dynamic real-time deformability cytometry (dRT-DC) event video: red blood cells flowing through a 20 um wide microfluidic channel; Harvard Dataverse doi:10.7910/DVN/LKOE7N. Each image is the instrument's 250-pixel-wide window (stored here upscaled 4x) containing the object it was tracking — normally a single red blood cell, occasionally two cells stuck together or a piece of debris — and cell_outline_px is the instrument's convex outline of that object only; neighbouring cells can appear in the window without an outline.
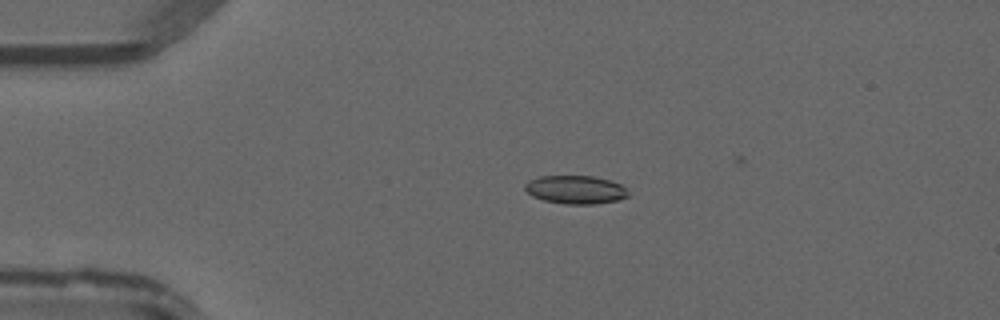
{"species": "common noctule bat (a hibernating species)", "species_latin": "Nyctalus noctula", "temperature_condition": "warm", "stored_images_in_passage": 47, "camera_frame_rate_fps": 3000, "um_per_image_px": 0.085, "animal": {"sex": "male", "forearm_length_mm": 52.5}, "frame": {"image": 1, "passage_image": 10, "time_ms": 3.0, "image_size_px": [1000, 320], "cell_outline_px": [[628, 196], [620, 200], [592, 204], [564, 204], [544, 200], [532, 196], [524, 188], [524, 184], [528, 180], [540, 176], [592, 176], [608, 180], [620, 184], [628, 192]], "centroid_in_image_um": [48.89, 16.12], "position_along_channel_um": 36.1, "area_um2": 16.99}}
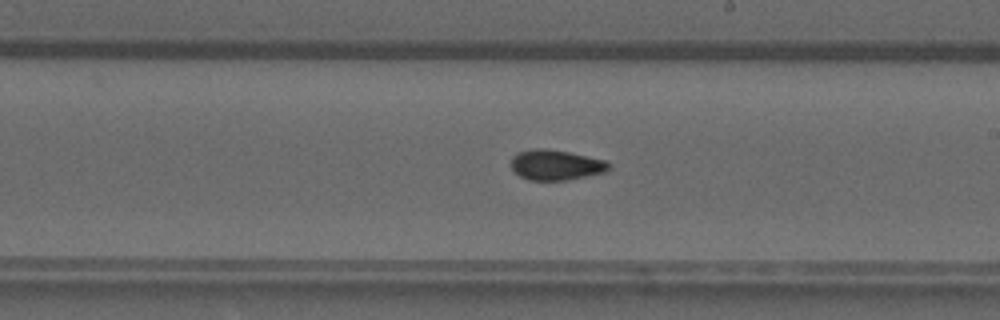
{"frame": {"image": 2, "passage_image": 27, "time_ms": 8.667, "image_size_px": [1000, 320], "cell_outline_px": [[612, 164], [608, 172], [564, 180], [528, 180], [520, 176], [512, 168], [512, 156], [520, 152], [532, 148], [548, 148], [568, 152], [604, 160]], "centroid_in_image_um": [47.27, 14.02], "position_along_channel_um": 241.7, "area_um2": 17.22}}
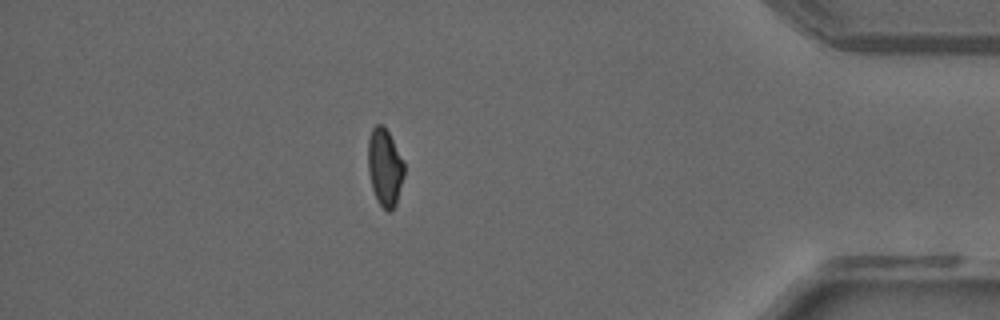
{"frame": {"image": 3, "passage_image": 41, "time_ms": 13.333, "image_size_px": [1000, 320], "cell_outline_px": [[404, 176], [396, 204], [388, 212], [380, 204], [372, 188], [368, 172], [368, 140], [372, 128], [376, 124], [384, 124], [404, 160]], "centroid_in_image_um": [32.71, 14.17], "position_along_channel_um": 402.5, "area_um2": 16.36}}